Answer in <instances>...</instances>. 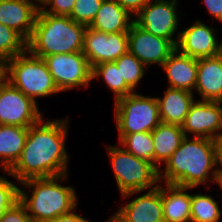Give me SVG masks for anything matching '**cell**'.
<instances>
[{
	"mask_svg": "<svg viewBox=\"0 0 222 222\" xmlns=\"http://www.w3.org/2000/svg\"><path fill=\"white\" fill-rule=\"evenodd\" d=\"M64 119V120H63ZM44 120L28 127L22 154L15 165L3 170L21 183L32 178H49L68 174L66 139L69 120Z\"/></svg>",
	"mask_w": 222,
	"mask_h": 222,
	"instance_id": "6da1fadb",
	"label": "cell"
},
{
	"mask_svg": "<svg viewBox=\"0 0 222 222\" xmlns=\"http://www.w3.org/2000/svg\"><path fill=\"white\" fill-rule=\"evenodd\" d=\"M217 140L185 136L180 146L159 169L164 184L198 187L216 183ZM162 171V172H161Z\"/></svg>",
	"mask_w": 222,
	"mask_h": 222,
	"instance_id": "7a4b0ae2",
	"label": "cell"
},
{
	"mask_svg": "<svg viewBox=\"0 0 222 222\" xmlns=\"http://www.w3.org/2000/svg\"><path fill=\"white\" fill-rule=\"evenodd\" d=\"M69 174L49 178L27 179L19 184L32 190L29 194L19 188V201L33 222H47L70 213L78 205L75 188L60 184Z\"/></svg>",
	"mask_w": 222,
	"mask_h": 222,
	"instance_id": "3957f363",
	"label": "cell"
},
{
	"mask_svg": "<svg viewBox=\"0 0 222 222\" xmlns=\"http://www.w3.org/2000/svg\"><path fill=\"white\" fill-rule=\"evenodd\" d=\"M86 28L69 16L51 15L39 8L27 50L42 59L54 54L83 52Z\"/></svg>",
	"mask_w": 222,
	"mask_h": 222,
	"instance_id": "277c9868",
	"label": "cell"
},
{
	"mask_svg": "<svg viewBox=\"0 0 222 222\" xmlns=\"http://www.w3.org/2000/svg\"><path fill=\"white\" fill-rule=\"evenodd\" d=\"M107 152L123 198H131L159 185V169L153 163L137 158L120 145H107Z\"/></svg>",
	"mask_w": 222,
	"mask_h": 222,
	"instance_id": "5b68a950",
	"label": "cell"
},
{
	"mask_svg": "<svg viewBox=\"0 0 222 222\" xmlns=\"http://www.w3.org/2000/svg\"><path fill=\"white\" fill-rule=\"evenodd\" d=\"M7 81L36 104L38 98L60 93L44 60L28 50L8 60Z\"/></svg>",
	"mask_w": 222,
	"mask_h": 222,
	"instance_id": "8992f818",
	"label": "cell"
},
{
	"mask_svg": "<svg viewBox=\"0 0 222 222\" xmlns=\"http://www.w3.org/2000/svg\"><path fill=\"white\" fill-rule=\"evenodd\" d=\"M114 122L118 134L153 131L160 123L156 97L137 92L114 101Z\"/></svg>",
	"mask_w": 222,
	"mask_h": 222,
	"instance_id": "52a82bcc",
	"label": "cell"
},
{
	"mask_svg": "<svg viewBox=\"0 0 222 222\" xmlns=\"http://www.w3.org/2000/svg\"><path fill=\"white\" fill-rule=\"evenodd\" d=\"M43 60L60 92L91 85L92 68L83 52L54 54Z\"/></svg>",
	"mask_w": 222,
	"mask_h": 222,
	"instance_id": "ba28073f",
	"label": "cell"
},
{
	"mask_svg": "<svg viewBox=\"0 0 222 222\" xmlns=\"http://www.w3.org/2000/svg\"><path fill=\"white\" fill-rule=\"evenodd\" d=\"M177 6L178 0H151L134 17V23L148 33L171 40L177 45L180 22Z\"/></svg>",
	"mask_w": 222,
	"mask_h": 222,
	"instance_id": "9c48e42d",
	"label": "cell"
},
{
	"mask_svg": "<svg viewBox=\"0 0 222 222\" xmlns=\"http://www.w3.org/2000/svg\"><path fill=\"white\" fill-rule=\"evenodd\" d=\"M41 113L38 104L9 81L0 85V125L30 127L43 118Z\"/></svg>",
	"mask_w": 222,
	"mask_h": 222,
	"instance_id": "30bf717a",
	"label": "cell"
},
{
	"mask_svg": "<svg viewBox=\"0 0 222 222\" xmlns=\"http://www.w3.org/2000/svg\"><path fill=\"white\" fill-rule=\"evenodd\" d=\"M181 126L185 136L222 140V102L195 100Z\"/></svg>",
	"mask_w": 222,
	"mask_h": 222,
	"instance_id": "8fae6325",
	"label": "cell"
},
{
	"mask_svg": "<svg viewBox=\"0 0 222 222\" xmlns=\"http://www.w3.org/2000/svg\"><path fill=\"white\" fill-rule=\"evenodd\" d=\"M128 52V32L106 34L87 26L83 54L91 68L103 62L116 61Z\"/></svg>",
	"mask_w": 222,
	"mask_h": 222,
	"instance_id": "7c38bea8",
	"label": "cell"
},
{
	"mask_svg": "<svg viewBox=\"0 0 222 222\" xmlns=\"http://www.w3.org/2000/svg\"><path fill=\"white\" fill-rule=\"evenodd\" d=\"M176 50V45L168 39L148 33L134 22L128 31V52L136 56L145 66L164 61Z\"/></svg>",
	"mask_w": 222,
	"mask_h": 222,
	"instance_id": "4fadbf2b",
	"label": "cell"
},
{
	"mask_svg": "<svg viewBox=\"0 0 222 222\" xmlns=\"http://www.w3.org/2000/svg\"><path fill=\"white\" fill-rule=\"evenodd\" d=\"M215 29L199 19L196 20L191 26L179 32L176 49L180 53L196 59L220 54L222 41L219 43Z\"/></svg>",
	"mask_w": 222,
	"mask_h": 222,
	"instance_id": "5bb4252c",
	"label": "cell"
},
{
	"mask_svg": "<svg viewBox=\"0 0 222 222\" xmlns=\"http://www.w3.org/2000/svg\"><path fill=\"white\" fill-rule=\"evenodd\" d=\"M39 8L36 0H0V23L16 30L28 40Z\"/></svg>",
	"mask_w": 222,
	"mask_h": 222,
	"instance_id": "9a60e30c",
	"label": "cell"
},
{
	"mask_svg": "<svg viewBox=\"0 0 222 222\" xmlns=\"http://www.w3.org/2000/svg\"><path fill=\"white\" fill-rule=\"evenodd\" d=\"M162 186L159 184L147 193L136 196L131 202L119 207L117 212L128 222H164Z\"/></svg>",
	"mask_w": 222,
	"mask_h": 222,
	"instance_id": "2e32d148",
	"label": "cell"
},
{
	"mask_svg": "<svg viewBox=\"0 0 222 222\" xmlns=\"http://www.w3.org/2000/svg\"><path fill=\"white\" fill-rule=\"evenodd\" d=\"M194 90L202 100L222 102V51L216 56L197 59Z\"/></svg>",
	"mask_w": 222,
	"mask_h": 222,
	"instance_id": "e0dca14e",
	"label": "cell"
},
{
	"mask_svg": "<svg viewBox=\"0 0 222 222\" xmlns=\"http://www.w3.org/2000/svg\"><path fill=\"white\" fill-rule=\"evenodd\" d=\"M166 72L170 88L194 93L197 76V59L180 53L177 49L161 66Z\"/></svg>",
	"mask_w": 222,
	"mask_h": 222,
	"instance_id": "ac0fdd59",
	"label": "cell"
},
{
	"mask_svg": "<svg viewBox=\"0 0 222 222\" xmlns=\"http://www.w3.org/2000/svg\"><path fill=\"white\" fill-rule=\"evenodd\" d=\"M193 187L165 184L162 187L164 222H191V194Z\"/></svg>",
	"mask_w": 222,
	"mask_h": 222,
	"instance_id": "d6986e66",
	"label": "cell"
},
{
	"mask_svg": "<svg viewBox=\"0 0 222 222\" xmlns=\"http://www.w3.org/2000/svg\"><path fill=\"white\" fill-rule=\"evenodd\" d=\"M159 104V116L163 123L182 125L192 103L194 93L167 87L163 98L156 97Z\"/></svg>",
	"mask_w": 222,
	"mask_h": 222,
	"instance_id": "ffe728a7",
	"label": "cell"
},
{
	"mask_svg": "<svg viewBox=\"0 0 222 222\" xmlns=\"http://www.w3.org/2000/svg\"><path fill=\"white\" fill-rule=\"evenodd\" d=\"M133 22V16L115 0H103L89 27L106 34L120 33L128 32Z\"/></svg>",
	"mask_w": 222,
	"mask_h": 222,
	"instance_id": "44dd1931",
	"label": "cell"
},
{
	"mask_svg": "<svg viewBox=\"0 0 222 222\" xmlns=\"http://www.w3.org/2000/svg\"><path fill=\"white\" fill-rule=\"evenodd\" d=\"M28 136V127L0 125V169L9 171L18 161Z\"/></svg>",
	"mask_w": 222,
	"mask_h": 222,
	"instance_id": "7402d4cb",
	"label": "cell"
},
{
	"mask_svg": "<svg viewBox=\"0 0 222 222\" xmlns=\"http://www.w3.org/2000/svg\"><path fill=\"white\" fill-rule=\"evenodd\" d=\"M185 137L181 125L161 122L153 131L154 165L160 169ZM162 164V165H161Z\"/></svg>",
	"mask_w": 222,
	"mask_h": 222,
	"instance_id": "603a6c76",
	"label": "cell"
},
{
	"mask_svg": "<svg viewBox=\"0 0 222 222\" xmlns=\"http://www.w3.org/2000/svg\"><path fill=\"white\" fill-rule=\"evenodd\" d=\"M101 77L110 91L114 93L115 101L135 92L126 84L114 61L103 62L92 68V80L101 79Z\"/></svg>",
	"mask_w": 222,
	"mask_h": 222,
	"instance_id": "cb8c5ba5",
	"label": "cell"
},
{
	"mask_svg": "<svg viewBox=\"0 0 222 222\" xmlns=\"http://www.w3.org/2000/svg\"><path fill=\"white\" fill-rule=\"evenodd\" d=\"M118 141L129 153L154 164V145L152 132L118 134Z\"/></svg>",
	"mask_w": 222,
	"mask_h": 222,
	"instance_id": "d4e9b609",
	"label": "cell"
},
{
	"mask_svg": "<svg viewBox=\"0 0 222 222\" xmlns=\"http://www.w3.org/2000/svg\"><path fill=\"white\" fill-rule=\"evenodd\" d=\"M212 196L191 194V222H219L222 212Z\"/></svg>",
	"mask_w": 222,
	"mask_h": 222,
	"instance_id": "484cf974",
	"label": "cell"
},
{
	"mask_svg": "<svg viewBox=\"0 0 222 222\" xmlns=\"http://www.w3.org/2000/svg\"><path fill=\"white\" fill-rule=\"evenodd\" d=\"M120 70L126 84L134 91L144 77L145 65L133 54L127 52L114 61Z\"/></svg>",
	"mask_w": 222,
	"mask_h": 222,
	"instance_id": "4316f807",
	"label": "cell"
},
{
	"mask_svg": "<svg viewBox=\"0 0 222 222\" xmlns=\"http://www.w3.org/2000/svg\"><path fill=\"white\" fill-rule=\"evenodd\" d=\"M27 50V40L16 30L0 23V57L10 60Z\"/></svg>",
	"mask_w": 222,
	"mask_h": 222,
	"instance_id": "83f0119b",
	"label": "cell"
},
{
	"mask_svg": "<svg viewBox=\"0 0 222 222\" xmlns=\"http://www.w3.org/2000/svg\"><path fill=\"white\" fill-rule=\"evenodd\" d=\"M102 2L103 0H76L69 17L77 23L90 26Z\"/></svg>",
	"mask_w": 222,
	"mask_h": 222,
	"instance_id": "f1b7e54d",
	"label": "cell"
},
{
	"mask_svg": "<svg viewBox=\"0 0 222 222\" xmlns=\"http://www.w3.org/2000/svg\"><path fill=\"white\" fill-rule=\"evenodd\" d=\"M19 186L0 175V217L19 201Z\"/></svg>",
	"mask_w": 222,
	"mask_h": 222,
	"instance_id": "f546056e",
	"label": "cell"
},
{
	"mask_svg": "<svg viewBox=\"0 0 222 222\" xmlns=\"http://www.w3.org/2000/svg\"><path fill=\"white\" fill-rule=\"evenodd\" d=\"M75 2L76 0H42L39 7L44 13L69 16Z\"/></svg>",
	"mask_w": 222,
	"mask_h": 222,
	"instance_id": "4dcf8cb0",
	"label": "cell"
},
{
	"mask_svg": "<svg viewBox=\"0 0 222 222\" xmlns=\"http://www.w3.org/2000/svg\"><path fill=\"white\" fill-rule=\"evenodd\" d=\"M0 222H33L27 213L25 206L16 202L1 217Z\"/></svg>",
	"mask_w": 222,
	"mask_h": 222,
	"instance_id": "1f68e13d",
	"label": "cell"
},
{
	"mask_svg": "<svg viewBox=\"0 0 222 222\" xmlns=\"http://www.w3.org/2000/svg\"><path fill=\"white\" fill-rule=\"evenodd\" d=\"M129 14L134 17L142 10V8L151 0H115Z\"/></svg>",
	"mask_w": 222,
	"mask_h": 222,
	"instance_id": "d6a6232c",
	"label": "cell"
},
{
	"mask_svg": "<svg viewBox=\"0 0 222 222\" xmlns=\"http://www.w3.org/2000/svg\"><path fill=\"white\" fill-rule=\"evenodd\" d=\"M207 11L222 24V0H203Z\"/></svg>",
	"mask_w": 222,
	"mask_h": 222,
	"instance_id": "836d02e7",
	"label": "cell"
},
{
	"mask_svg": "<svg viewBox=\"0 0 222 222\" xmlns=\"http://www.w3.org/2000/svg\"><path fill=\"white\" fill-rule=\"evenodd\" d=\"M76 210L77 207L73 209L70 213L63 214L47 222H91L87 220V218H84L78 213H76Z\"/></svg>",
	"mask_w": 222,
	"mask_h": 222,
	"instance_id": "e575fe53",
	"label": "cell"
},
{
	"mask_svg": "<svg viewBox=\"0 0 222 222\" xmlns=\"http://www.w3.org/2000/svg\"><path fill=\"white\" fill-rule=\"evenodd\" d=\"M216 166V184L222 189V140L218 142Z\"/></svg>",
	"mask_w": 222,
	"mask_h": 222,
	"instance_id": "d590c367",
	"label": "cell"
},
{
	"mask_svg": "<svg viewBox=\"0 0 222 222\" xmlns=\"http://www.w3.org/2000/svg\"><path fill=\"white\" fill-rule=\"evenodd\" d=\"M8 73V60L3 57H0V85L4 84L7 81Z\"/></svg>",
	"mask_w": 222,
	"mask_h": 222,
	"instance_id": "8d00e7d4",
	"label": "cell"
},
{
	"mask_svg": "<svg viewBox=\"0 0 222 222\" xmlns=\"http://www.w3.org/2000/svg\"><path fill=\"white\" fill-rule=\"evenodd\" d=\"M106 222H128L121 214L116 212Z\"/></svg>",
	"mask_w": 222,
	"mask_h": 222,
	"instance_id": "74e56055",
	"label": "cell"
}]
</instances>
